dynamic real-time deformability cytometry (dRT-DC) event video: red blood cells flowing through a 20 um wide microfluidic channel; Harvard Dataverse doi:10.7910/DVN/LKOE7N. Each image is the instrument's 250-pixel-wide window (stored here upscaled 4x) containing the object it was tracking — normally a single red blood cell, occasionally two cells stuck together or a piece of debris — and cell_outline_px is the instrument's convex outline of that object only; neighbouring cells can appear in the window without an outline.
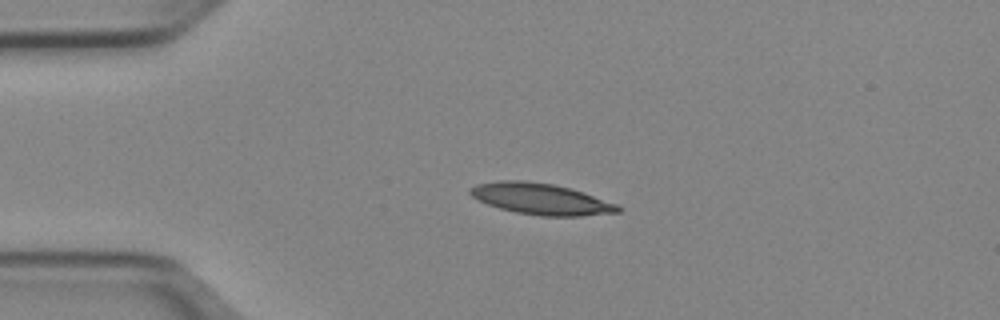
{"species": "Egyptian fruit bat (a non-hibernating species)", "species_latin": "Rousettus aegyptiacus", "temperature_condition": "cold", "stored_images_in_passage": 40, "camera_frame_rate_fps": 3000, "um_per_image_px": 0.085, "animal": {"sex": "female"}, "frame": {"image": 1, "passage_image": 1, "time_ms": 0.0, "image_size_px": [1000, 320], "cell_outline_px": [[624, 208], [620, 212], [580, 216], [540, 216], [516, 212], [500, 208], [488, 204], [472, 196], [468, 192], [468, 188], [476, 184], [500, 180], [524, 180], [552, 184], [568, 188], [620, 204]], "centroid_in_image_um": [46.0, 16.91], "position_along_channel_um": 39.0, "area_um2": 26.88}}
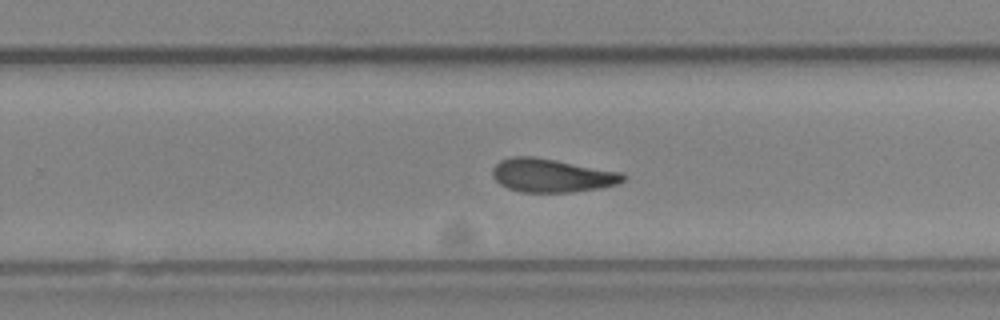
{"frame": {"image": 2, "passage_image": 22, "time_ms": 7.0, "image_size_px": [1000, 320], "cell_outline_px": [[628, 176], [620, 184], [600, 188], [572, 192], [520, 192], [508, 188], [500, 184], [492, 176], [492, 168], [500, 160], [512, 156], [532, 156], [556, 160], [624, 172]], "centroid_in_image_um": [46.94, 14.91], "position_along_channel_um": 282.9, "area_um2": 25.78}}
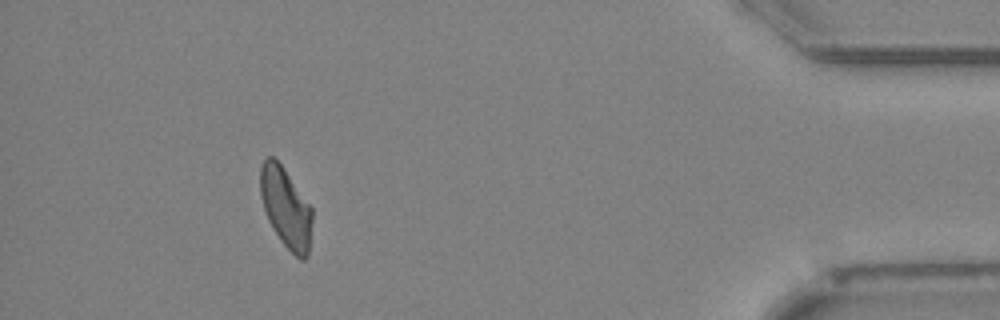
{"frame": {"image": 3, "passage_image": 36, "time_ms": 11.667, "image_size_px": [1000, 320], "cell_outline_px": [[312, 220], [308, 256], [304, 260], [300, 260], [280, 240], [272, 228], [268, 220], [260, 196], [260, 168], [264, 160], [268, 156], [272, 156], [280, 164], [312, 208]], "centroid_in_image_um": [24.29, 17.68], "position_along_channel_um": 410.9, "area_um2": 23.93}, "authors_computed_cell_mechanics": {"area_um2": 25.5187, "velocity_mm_per_s": 3.9342, "shape_relaxation_time_tau1_ms": null, "shape_relaxation_time_tau2_ms": 3.4588, "deformation_change_tau1": null, "deformation_change_tau2": 0.1109}}